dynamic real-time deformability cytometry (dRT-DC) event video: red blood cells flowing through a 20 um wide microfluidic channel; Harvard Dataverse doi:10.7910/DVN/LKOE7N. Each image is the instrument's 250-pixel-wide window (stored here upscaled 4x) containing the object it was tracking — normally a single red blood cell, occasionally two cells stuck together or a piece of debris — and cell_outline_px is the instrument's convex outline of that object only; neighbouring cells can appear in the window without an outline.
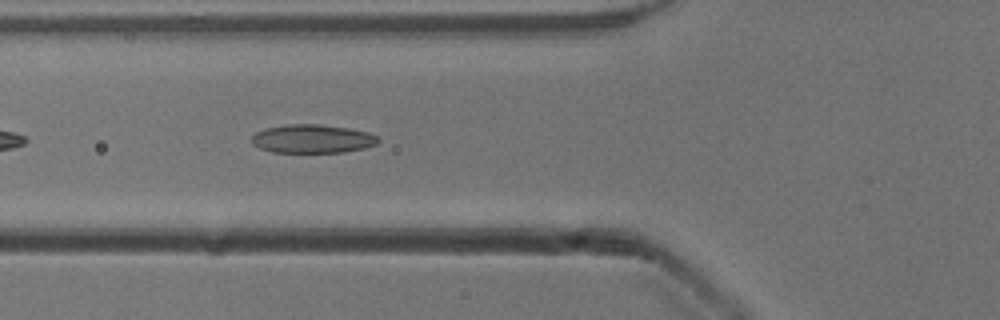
{"species": "common noctule bat (a hibernating species)", "species_latin": "Nyctalus noctula", "temperature_condition": "cold", "stored_images_in_passage": 24, "camera_frame_rate_fps": 3000, "um_per_image_px": 0.085, "animal": {"sex": "male", "body_mass_g": 13.3}, "frame": {"image": 1, "passage_image": 5, "time_ms": 1.333, "image_size_px": [1000, 320], "cell_outline_px": [[380, 140], [376, 144], [364, 148], [344, 152], [272, 152], [260, 148], [252, 144], [252, 136], [256, 132], [268, 128], [288, 124], [316, 124], [348, 128], [368, 132], [376, 136]], "centroid_in_image_um": [26.55, 11.8], "position_along_channel_um": 99.2, "area_um2": 20.87}}
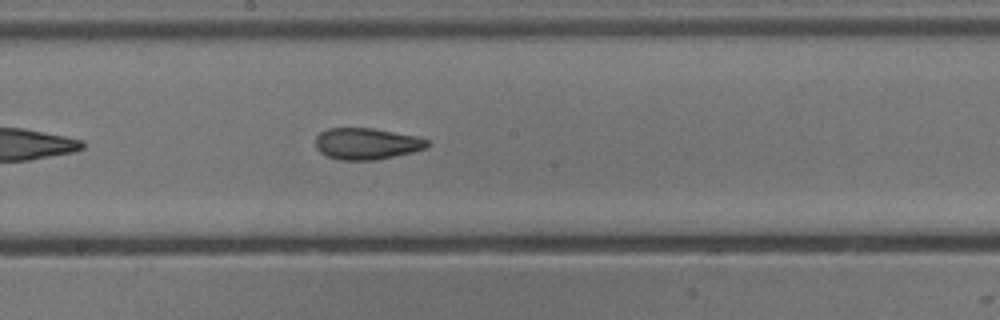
{"frame": {"image": 2, "passage_image": 14, "time_ms": 4.333, "image_size_px": [1000, 320], "cell_outline_px": [[428, 148], [412, 152], [376, 160], [340, 160], [328, 156], [320, 152], [316, 148], [316, 136], [320, 132], [328, 128], [372, 128], [420, 136], [428, 140]], "centroid_in_image_um": [31.19, 12.21], "position_along_channel_um": 217.0, "area_um2": 20.63}}
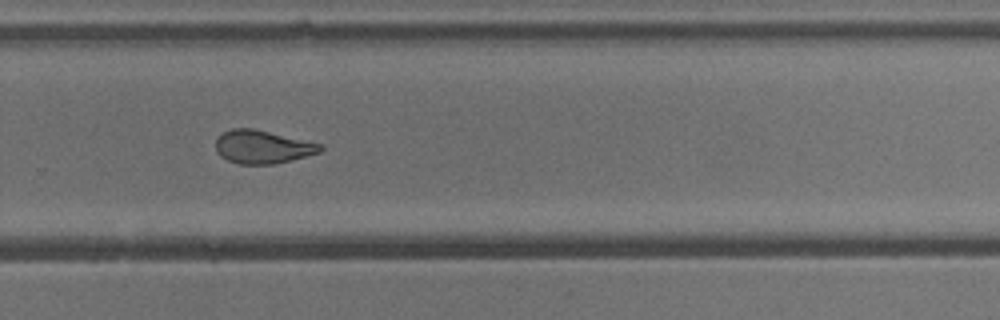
{"frame": {"image": 3, "passage_image": 21, "time_ms": 6.667, "image_size_px": [1000, 320], "cell_outline_px": [[324, 148], [320, 152], [272, 164], [240, 164], [228, 160], [220, 156], [216, 152], [216, 140], [224, 132], [232, 128], [252, 128], [320, 144]], "centroid_in_image_um": [22.26, 12.48], "position_along_channel_um": 307.5, "area_um2": 19.77}}